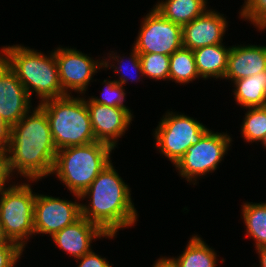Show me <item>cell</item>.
<instances>
[{"label":"cell","mask_w":266,"mask_h":267,"mask_svg":"<svg viewBox=\"0 0 266 267\" xmlns=\"http://www.w3.org/2000/svg\"><path fill=\"white\" fill-rule=\"evenodd\" d=\"M239 11V18L250 21L257 30H266V0H244Z\"/></svg>","instance_id":"27"},{"label":"cell","mask_w":266,"mask_h":267,"mask_svg":"<svg viewBox=\"0 0 266 267\" xmlns=\"http://www.w3.org/2000/svg\"><path fill=\"white\" fill-rule=\"evenodd\" d=\"M259 256V267H266V246L255 249Z\"/></svg>","instance_id":"33"},{"label":"cell","mask_w":266,"mask_h":267,"mask_svg":"<svg viewBox=\"0 0 266 267\" xmlns=\"http://www.w3.org/2000/svg\"><path fill=\"white\" fill-rule=\"evenodd\" d=\"M266 70V45H232L224 79L231 83Z\"/></svg>","instance_id":"16"},{"label":"cell","mask_w":266,"mask_h":267,"mask_svg":"<svg viewBox=\"0 0 266 267\" xmlns=\"http://www.w3.org/2000/svg\"><path fill=\"white\" fill-rule=\"evenodd\" d=\"M11 129L12 126L6 123L0 115V153H5L9 146L11 141Z\"/></svg>","instance_id":"31"},{"label":"cell","mask_w":266,"mask_h":267,"mask_svg":"<svg viewBox=\"0 0 266 267\" xmlns=\"http://www.w3.org/2000/svg\"><path fill=\"white\" fill-rule=\"evenodd\" d=\"M11 174L8 169V163L5 153H0V194L11 184Z\"/></svg>","instance_id":"30"},{"label":"cell","mask_w":266,"mask_h":267,"mask_svg":"<svg viewBox=\"0 0 266 267\" xmlns=\"http://www.w3.org/2000/svg\"><path fill=\"white\" fill-rule=\"evenodd\" d=\"M241 211L246 227L245 235L254 240L255 249L266 246V201L244 202Z\"/></svg>","instance_id":"22"},{"label":"cell","mask_w":266,"mask_h":267,"mask_svg":"<svg viewBox=\"0 0 266 267\" xmlns=\"http://www.w3.org/2000/svg\"><path fill=\"white\" fill-rule=\"evenodd\" d=\"M246 113L240 129L248 143L261 142L266 134V106L245 108Z\"/></svg>","instance_id":"24"},{"label":"cell","mask_w":266,"mask_h":267,"mask_svg":"<svg viewBox=\"0 0 266 267\" xmlns=\"http://www.w3.org/2000/svg\"><path fill=\"white\" fill-rule=\"evenodd\" d=\"M81 217V203L36 192L34 205V235L52 237Z\"/></svg>","instance_id":"11"},{"label":"cell","mask_w":266,"mask_h":267,"mask_svg":"<svg viewBox=\"0 0 266 267\" xmlns=\"http://www.w3.org/2000/svg\"><path fill=\"white\" fill-rule=\"evenodd\" d=\"M144 78L169 80L170 56L160 53H139Z\"/></svg>","instance_id":"25"},{"label":"cell","mask_w":266,"mask_h":267,"mask_svg":"<svg viewBox=\"0 0 266 267\" xmlns=\"http://www.w3.org/2000/svg\"><path fill=\"white\" fill-rule=\"evenodd\" d=\"M111 146L92 142L81 146L62 148L57 151L52 174L77 200L111 162Z\"/></svg>","instance_id":"4"},{"label":"cell","mask_w":266,"mask_h":267,"mask_svg":"<svg viewBox=\"0 0 266 267\" xmlns=\"http://www.w3.org/2000/svg\"><path fill=\"white\" fill-rule=\"evenodd\" d=\"M0 244H17L13 241H10L4 233L3 225L0 220Z\"/></svg>","instance_id":"34"},{"label":"cell","mask_w":266,"mask_h":267,"mask_svg":"<svg viewBox=\"0 0 266 267\" xmlns=\"http://www.w3.org/2000/svg\"><path fill=\"white\" fill-rule=\"evenodd\" d=\"M131 51L132 52L129 54L130 57L124 56V54H123V56L122 55L120 56L119 54H117V52H114V51H110L111 53L110 52L108 53L107 58L105 56L102 57L103 69H105V70H107V68L112 69L113 73H116L115 75H119V77H118L119 79H117V80L115 79V81H116V83L121 84L123 87H125L124 85L128 84V81L130 79H132V80H130L131 82H133V81L139 82V81H142V78L144 77L141 62H140V55L133 47H132ZM125 57H127L128 60ZM124 58L127 61V65H126V63H124ZM111 61H112V63H111ZM131 69H133L135 71V73ZM131 72H132V74H131ZM133 73L136 74V76ZM138 76H140V77H138Z\"/></svg>","instance_id":"21"},{"label":"cell","mask_w":266,"mask_h":267,"mask_svg":"<svg viewBox=\"0 0 266 267\" xmlns=\"http://www.w3.org/2000/svg\"><path fill=\"white\" fill-rule=\"evenodd\" d=\"M117 235H107L97 224L90 222L85 217H80L74 223L66 226L51 238L52 241L75 259L89 253L92 241L101 238L113 239Z\"/></svg>","instance_id":"15"},{"label":"cell","mask_w":266,"mask_h":267,"mask_svg":"<svg viewBox=\"0 0 266 267\" xmlns=\"http://www.w3.org/2000/svg\"><path fill=\"white\" fill-rule=\"evenodd\" d=\"M158 123L153 132L155 147L173 166L210 130L197 119L176 111H167Z\"/></svg>","instance_id":"7"},{"label":"cell","mask_w":266,"mask_h":267,"mask_svg":"<svg viewBox=\"0 0 266 267\" xmlns=\"http://www.w3.org/2000/svg\"><path fill=\"white\" fill-rule=\"evenodd\" d=\"M23 251L18 244H0V267H15Z\"/></svg>","instance_id":"28"},{"label":"cell","mask_w":266,"mask_h":267,"mask_svg":"<svg viewBox=\"0 0 266 267\" xmlns=\"http://www.w3.org/2000/svg\"><path fill=\"white\" fill-rule=\"evenodd\" d=\"M48 54L21 44L0 49V57L15 72L31 100L32 94L37 96V104L66 96L60 83L55 53L52 50Z\"/></svg>","instance_id":"3"},{"label":"cell","mask_w":266,"mask_h":267,"mask_svg":"<svg viewBox=\"0 0 266 267\" xmlns=\"http://www.w3.org/2000/svg\"><path fill=\"white\" fill-rule=\"evenodd\" d=\"M87 99L86 106L96 141L105 143L115 150L119 138L125 135L134 116L124 108L109 107Z\"/></svg>","instance_id":"12"},{"label":"cell","mask_w":266,"mask_h":267,"mask_svg":"<svg viewBox=\"0 0 266 267\" xmlns=\"http://www.w3.org/2000/svg\"><path fill=\"white\" fill-rule=\"evenodd\" d=\"M131 188L111 162L80 195L81 216L97 224L107 235H118L120 229L131 228L138 212L131 198Z\"/></svg>","instance_id":"2"},{"label":"cell","mask_w":266,"mask_h":267,"mask_svg":"<svg viewBox=\"0 0 266 267\" xmlns=\"http://www.w3.org/2000/svg\"><path fill=\"white\" fill-rule=\"evenodd\" d=\"M57 149L45 111L37 105L12 126L5 152L9 172L26 180L52 175ZM14 173V174H13Z\"/></svg>","instance_id":"1"},{"label":"cell","mask_w":266,"mask_h":267,"mask_svg":"<svg viewBox=\"0 0 266 267\" xmlns=\"http://www.w3.org/2000/svg\"><path fill=\"white\" fill-rule=\"evenodd\" d=\"M75 260L79 264L77 267H113V264H110L105 257L98 255L93 250Z\"/></svg>","instance_id":"29"},{"label":"cell","mask_w":266,"mask_h":267,"mask_svg":"<svg viewBox=\"0 0 266 267\" xmlns=\"http://www.w3.org/2000/svg\"><path fill=\"white\" fill-rule=\"evenodd\" d=\"M140 24V30L132 47L138 53H160L170 56L181 49L182 26L164 18L151 8Z\"/></svg>","instance_id":"9"},{"label":"cell","mask_w":266,"mask_h":267,"mask_svg":"<svg viewBox=\"0 0 266 267\" xmlns=\"http://www.w3.org/2000/svg\"><path fill=\"white\" fill-rule=\"evenodd\" d=\"M200 78L191 49L182 47L170 55L169 81L185 85Z\"/></svg>","instance_id":"23"},{"label":"cell","mask_w":266,"mask_h":267,"mask_svg":"<svg viewBox=\"0 0 266 267\" xmlns=\"http://www.w3.org/2000/svg\"><path fill=\"white\" fill-rule=\"evenodd\" d=\"M215 251L198 234H194L179 256L167 258L175 267H216L219 256Z\"/></svg>","instance_id":"19"},{"label":"cell","mask_w":266,"mask_h":267,"mask_svg":"<svg viewBox=\"0 0 266 267\" xmlns=\"http://www.w3.org/2000/svg\"><path fill=\"white\" fill-rule=\"evenodd\" d=\"M208 0H161L153 6L164 18L185 25L203 15L209 5Z\"/></svg>","instance_id":"18"},{"label":"cell","mask_w":266,"mask_h":267,"mask_svg":"<svg viewBox=\"0 0 266 267\" xmlns=\"http://www.w3.org/2000/svg\"><path fill=\"white\" fill-rule=\"evenodd\" d=\"M229 133L209 130L196 145H191L175 165L180 177L197 185L207 173H214L232 144Z\"/></svg>","instance_id":"8"},{"label":"cell","mask_w":266,"mask_h":267,"mask_svg":"<svg viewBox=\"0 0 266 267\" xmlns=\"http://www.w3.org/2000/svg\"><path fill=\"white\" fill-rule=\"evenodd\" d=\"M102 84L105 85L101 91L102 95L100 97L89 96V99L94 103L107 105L109 107L124 108L133 115L132 110H130V108L124 104V102H126L125 97L127 94L125 87L111 79H104Z\"/></svg>","instance_id":"26"},{"label":"cell","mask_w":266,"mask_h":267,"mask_svg":"<svg viewBox=\"0 0 266 267\" xmlns=\"http://www.w3.org/2000/svg\"><path fill=\"white\" fill-rule=\"evenodd\" d=\"M231 46L215 44L193 51L198 74L204 80L224 79ZM216 78V79H215Z\"/></svg>","instance_id":"17"},{"label":"cell","mask_w":266,"mask_h":267,"mask_svg":"<svg viewBox=\"0 0 266 267\" xmlns=\"http://www.w3.org/2000/svg\"><path fill=\"white\" fill-rule=\"evenodd\" d=\"M228 20L215 9H208L203 15L182 26V45L192 51L215 44H222Z\"/></svg>","instance_id":"14"},{"label":"cell","mask_w":266,"mask_h":267,"mask_svg":"<svg viewBox=\"0 0 266 267\" xmlns=\"http://www.w3.org/2000/svg\"><path fill=\"white\" fill-rule=\"evenodd\" d=\"M61 86L66 95L76 92L85 96L90 82L100 69L103 60L93 59L76 48L57 47L54 50Z\"/></svg>","instance_id":"10"},{"label":"cell","mask_w":266,"mask_h":267,"mask_svg":"<svg viewBox=\"0 0 266 267\" xmlns=\"http://www.w3.org/2000/svg\"><path fill=\"white\" fill-rule=\"evenodd\" d=\"M152 267H175L167 257H159Z\"/></svg>","instance_id":"32"},{"label":"cell","mask_w":266,"mask_h":267,"mask_svg":"<svg viewBox=\"0 0 266 267\" xmlns=\"http://www.w3.org/2000/svg\"><path fill=\"white\" fill-rule=\"evenodd\" d=\"M232 83L237 105L243 109L266 106V70Z\"/></svg>","instance_id":"20"},{"label":"cell","mask_w":266,"mask_h":267,"mask_svg":"<svg viewBox=\"0 0 266 267\" xmlns=\"http://www.w3.org/2000/svg\"><path fill=\"white\" fill-rule=\"evenodd\" d=\"M27 181L17 184L12 182L0 194V220L4 233L10 241L17 243L23 250L29 238L34 236L36 193L33 192L32 184L29 182H38L37 180Z\"/></svg>","instance_id":"6"},{"label":"cell","mask_w":266,"mask_h":267,"mask_svg":"<svg viewBox=\"0 0 266 267\" xmlns=\"http://www.w3.org/2000/svg\"><path fill=\"white\" fill-rule=\"evenodd\" d=\"M260 143H261V144L263 145V147L266 149V134H265L264 138L261 140Z\"/></svg>","instance_id":"35"},{"label":"cell","mask_w":266,"mask_h":267,"mask_svg":"<svg viewBox=\"0 0 266 267\" xmlns=\"http://www.w3.org/2000/svg\"><path fill=\"white\" fill-rule=\"evenodd\" d=\"M79 96L66 95L38 104L47 115L57 151L96 141L85 98Z\"/></svg>","instance_id":"5"},{"label":"cell","mask_w":266,"mask_h":267,"mask_svg":"<svg viewBox=\"0 0 266 267\" xmlns=\"http://www.w3.org/2000/svg\"><path fill=\"white\" fill-rule=\"evenodd\" d=\"M33 108L15 72L0 57V115L6 123L14 126Z\"/></svg>","instance_id":"13"}]
</instances>
